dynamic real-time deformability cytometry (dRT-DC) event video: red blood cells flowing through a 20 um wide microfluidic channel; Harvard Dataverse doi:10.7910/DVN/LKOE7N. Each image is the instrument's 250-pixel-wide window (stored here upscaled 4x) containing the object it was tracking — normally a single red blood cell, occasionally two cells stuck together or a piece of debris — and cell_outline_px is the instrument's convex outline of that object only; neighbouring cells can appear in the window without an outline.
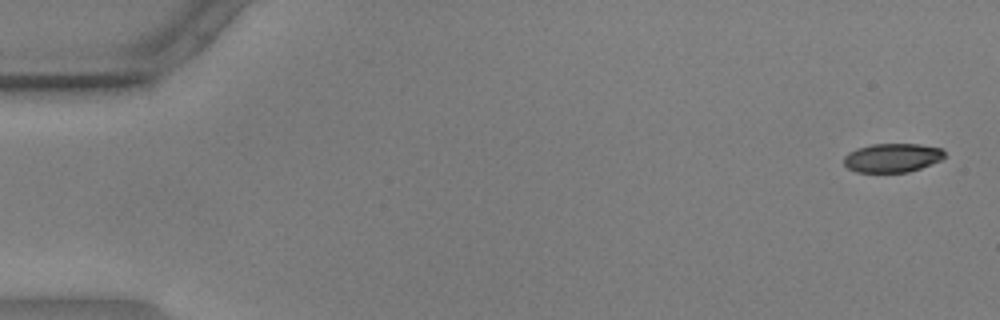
{"species": "common noctule bat (a hibernating species)", "species_latin": "Nyctalus noctula", "temperature_condition": "warm", "stored_images_in_passage": 12, "camera_frame_rate_fps": 3000, "um_per_image_px": 0.085, "animal": {"sex": "male", "body_mass_g": 17.9, "forearm_length_mm": 54.2}, "frame": {"image": 1, "passage_image": 2, "time_ms": 0.333, "image_size_px": [1000, 320], "cell_outline_px": [[944, 156], [940, 160], [920, 168], [908, 172], [856, 172], [848, 168], [844, 164], [844, 156], [848, 152], [856, 148], [872, 144], [920, 144], [940, 148], [944, 152]], "centroid_in_image_um": [75.8, 13.41], "position_along_channel_um": 9.2, "area_um2": 16.88}}